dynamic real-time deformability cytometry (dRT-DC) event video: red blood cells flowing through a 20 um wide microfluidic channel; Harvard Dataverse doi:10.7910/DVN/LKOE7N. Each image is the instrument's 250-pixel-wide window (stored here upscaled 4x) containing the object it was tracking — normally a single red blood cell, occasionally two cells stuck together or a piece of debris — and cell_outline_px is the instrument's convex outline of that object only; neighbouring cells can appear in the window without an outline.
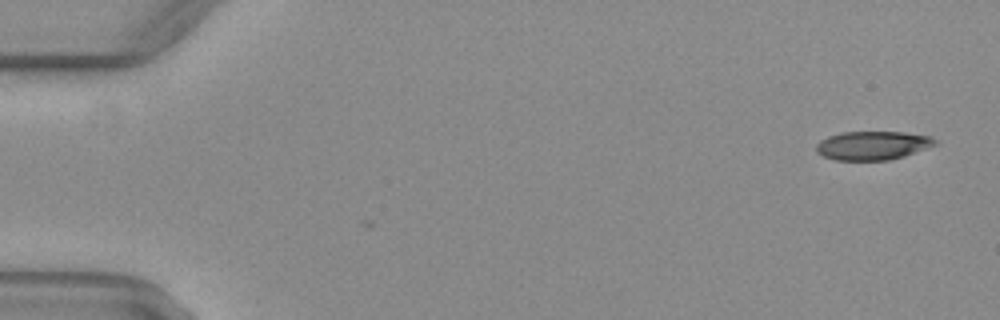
{"species": "common noctule bat (a hibernating species)", "species_latin": "Nyctalus noctula", "temperature_condition": "warm", "stored_images_in_passage": 4, "camera_frame_rate_fps": 3000, "um_per_image_px": 0.085, "animal": {"sex": "female", "body_mass_g": 29.2, "forearm_length_mm": 56.3}, "frame": {"image": 1, "passage_image": 1, "time_ms": 0.0, "image_size_px": [1000, 320], "cell_outline_px": [[936, 144], [904, 156], [888, 160], [836, 160], [824, 156], [816, 152], [816, 144], [820, 140], [828, 136], [840, 132], [904, 132], [928, 136], [936, 140]], "centroid_in_image_um": [74.12, 12.36], "position_along_channel_um": 10.9, "area_um2": 19.71}}